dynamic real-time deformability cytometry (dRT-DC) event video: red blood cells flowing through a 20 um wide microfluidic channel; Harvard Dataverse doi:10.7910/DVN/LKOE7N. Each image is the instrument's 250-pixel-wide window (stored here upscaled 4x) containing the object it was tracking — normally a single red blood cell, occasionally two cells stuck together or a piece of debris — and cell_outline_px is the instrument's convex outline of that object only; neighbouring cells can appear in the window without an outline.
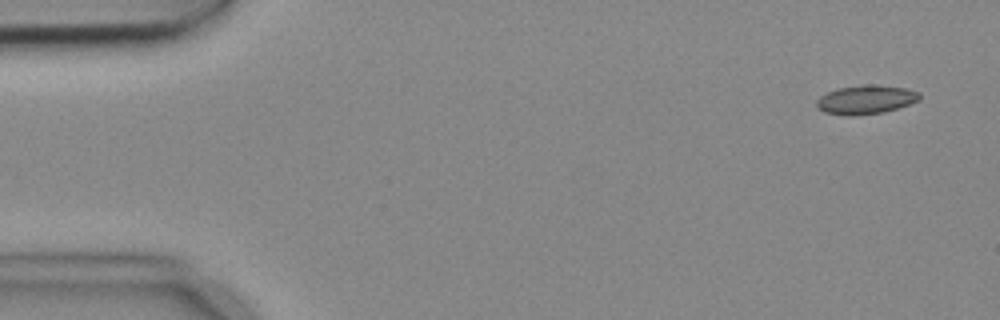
{"species": "common noctule bat (a hibernating species)", "species_latin": "Nyctalus noctula", "temperature_condition": "cold", "stored_images_in_passage": 5, "camera_frame_rate_fps": 3000, "um_per_image_px": 0.085, "animal": {"sex": "female", "body_mass_g": 18.4}, "frame": {"image": 1, "passage_image": 1, "time_ms": 0.0, "image_size_px": [1000, 320], "cell_outline_px": [[920, 100], [884, 112], [852, 116], [848, 116], [824, 112], [816, 108], [816, 100], [820, 96], [836, 88], [868, 84], [880, 84], [904, 88], [920, 92]], "centroid_in_image_um": [73.57, 8.46], "position_along_channel_um": 11.4, "area_um2": 17.46}}